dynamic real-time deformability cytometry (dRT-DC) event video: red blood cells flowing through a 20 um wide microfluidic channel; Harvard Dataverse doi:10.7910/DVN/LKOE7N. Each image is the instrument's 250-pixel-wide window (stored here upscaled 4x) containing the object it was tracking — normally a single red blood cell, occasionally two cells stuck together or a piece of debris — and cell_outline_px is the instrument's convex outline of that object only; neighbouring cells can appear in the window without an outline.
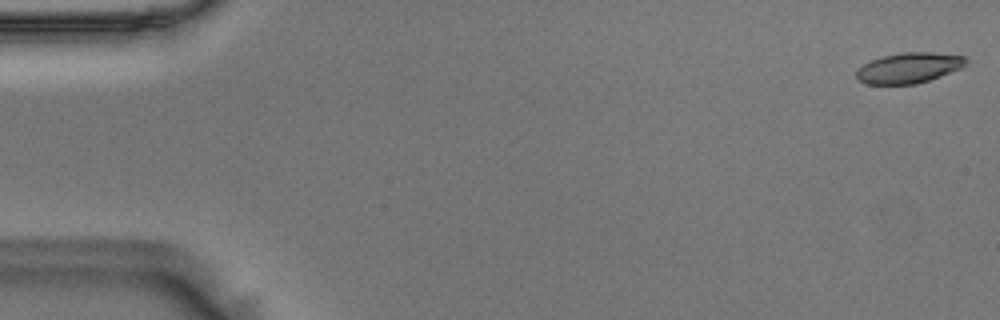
{"species": "Egyptian fruit bat (a non-hibernating species)", "species_latin": "Rousettus aegyptiacus", "temperature_condition": "room temperature", "stored_images_in_passage": 15, "camera_frame_rate_fps": 3000, "um_per_image_px": 0.085, "animal": {"sex": "male"}, "frame": {"image": 1, "passage_image": 1, "time_ms": 0.0, "image_size_px": [1000, 320], "cell_outline_px": [[968, 60], [964, 68], [916, 84], [868, 84], [860, 80], [856, 76], [856, 68], [872, 60], [884, 56], [904, 52], [932, 52], [968, 56]], "centroid_in_image_um": [77.32, 5.76], "position_along_channel_um": 7.7, "area_um2": 19.54}}
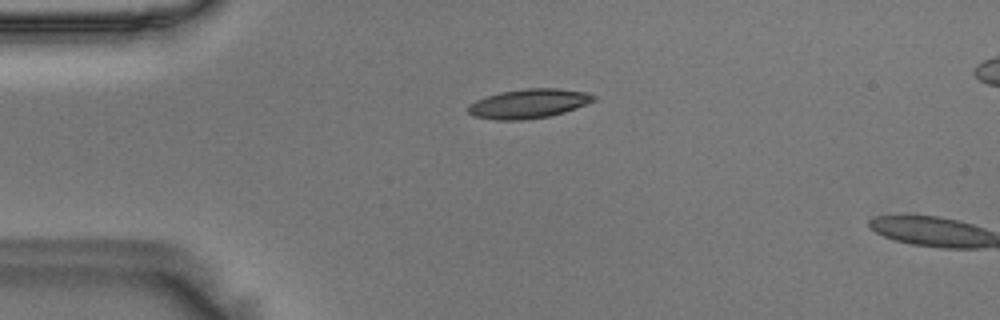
{"frame": {"image": 2, "passage_image": 13, "time_ms": 4.0, "image_size_px": [1000, 320], "cell_outline_px": [[596, 100], [576, 108], [564, 112], [548, 116], [520, 120], [496, 120], [472, 116], [468, 112], [468, 108], [476, 100], [500, 92], [528, 88], [556, 88], [588, 92], [596, 96]], "centroid_in_image_um": [44.96, 8.8], "position_along_channel_um": 40.0, "area_um2": 21.27}}